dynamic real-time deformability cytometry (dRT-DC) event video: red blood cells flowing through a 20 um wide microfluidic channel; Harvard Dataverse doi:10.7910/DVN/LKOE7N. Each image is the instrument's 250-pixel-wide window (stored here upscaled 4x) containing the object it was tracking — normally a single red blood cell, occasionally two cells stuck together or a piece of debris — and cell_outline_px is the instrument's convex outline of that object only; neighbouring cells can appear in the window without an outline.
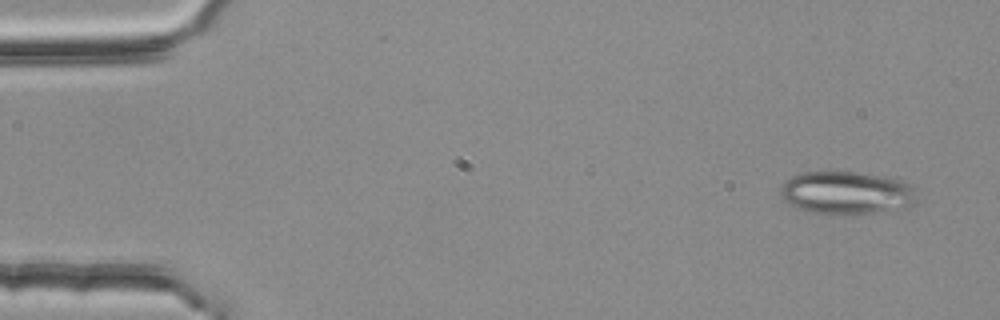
{"species": "common noctule bat (a hibernating species)", "species_latin": "Nyctalus noctula", "temperature_condition": "room temperature", "stored_images_in_passage": 4, "camera_frame_rate_fps": 3000, "um_per_image_px": 0.085, "animal": {"sex": "female", "body_mass_g": 25.1}, "frame": {"image": 1, "passage_image": 1, "time_ms": 0.0, "image_size_px": [1000, 320], "cell_outline_px": [[916, 204], [908, 208], [876, 212], [812, 212], [800, 208], [784, 200], [780, 196], [780, 188], [792, 176], [804, 172], [856, 172], [888, 176], [904, 180], [912, 184], [916, 200]], "centroid_in_image_um": [72.04, 16.35], "position_along_channel_um": 13.0, "area_um2": 33.64}}